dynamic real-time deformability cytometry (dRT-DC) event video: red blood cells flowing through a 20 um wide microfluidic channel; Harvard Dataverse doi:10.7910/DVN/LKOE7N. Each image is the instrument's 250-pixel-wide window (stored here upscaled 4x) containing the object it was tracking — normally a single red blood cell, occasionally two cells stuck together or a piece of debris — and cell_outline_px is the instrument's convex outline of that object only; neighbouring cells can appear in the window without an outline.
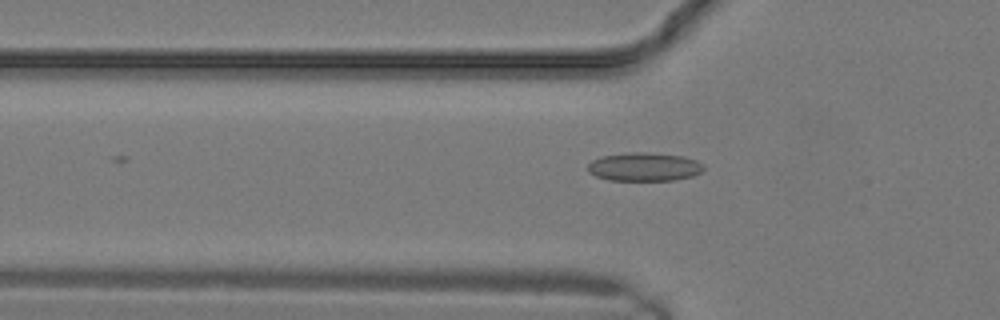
{"species": "common noctule bat (a hibernating species)", "species_latin": "Nyctalus noctula", "temperature_condition": "warm", "stored_images_in_passage": 4, "camera_frame_rate_fps": 3000, "um_per_image_px": 0.085, "animal": {"sex": "male", "body_mass_g": 19.2, "forearm_length_mm": 51.8}, "frame": {"image": 1, "passage_image": 4, "time_ms": 1.0, "image_size_px": [1000, 320], "cell_outline_px": [[704, 168], [700, 172], [692, 176], [672, 180], [608, 180], [596, 176], [588, 172], [588, 164], [592, 160], [600, 156], [632, 152], [644, 152], [684, 156], [696, 160], [704, 164]], "centroid_in_image_um": [54.75, 14.17], "position_along_channel_um": 71.1, "area_um2": 19.25}}